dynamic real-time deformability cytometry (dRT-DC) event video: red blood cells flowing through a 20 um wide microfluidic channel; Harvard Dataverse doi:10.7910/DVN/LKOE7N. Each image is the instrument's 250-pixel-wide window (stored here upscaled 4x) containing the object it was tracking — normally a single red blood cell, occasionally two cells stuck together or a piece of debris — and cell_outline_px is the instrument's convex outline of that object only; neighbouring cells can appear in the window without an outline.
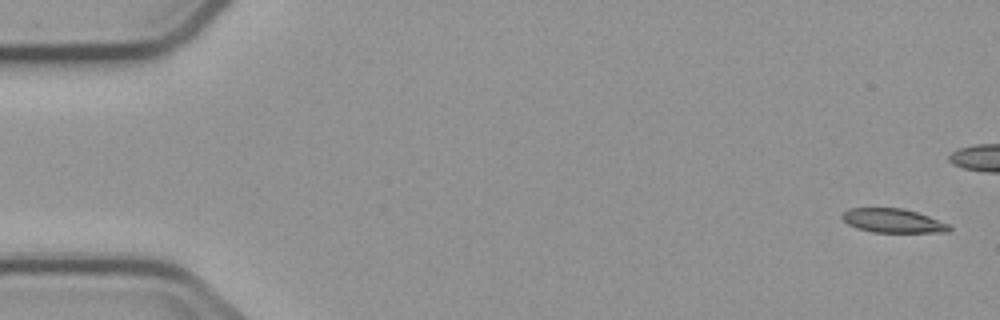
{"species": "common noctule bat (a hibernating species)", "species_latin": "Nyctalus noctula", "temperature_condition": "cold", "stored_images_in_passage": 6, "camera_frame_rate_fps": 3000, "um_per_image_px": 0.085, "animal": {"sex": "male", "body_mass_g": 23.1, "forearm_length_mm": 52.7}, "frame": {"image": 1, "passage_image": 1, "time_ms": 0.0, "image_size_px": [1000, 320], "cell_outline_px": [[952, 228], [948, 232], [872, 232], [856, 228], [848, 224], [840, 216], [848, 208], [904, 208], [928, 216], [948, 224]], "centroid_in_image_um": [75.87, 18.76], "position_along_channel_um": 9.1, "area_um2": 14.91}}